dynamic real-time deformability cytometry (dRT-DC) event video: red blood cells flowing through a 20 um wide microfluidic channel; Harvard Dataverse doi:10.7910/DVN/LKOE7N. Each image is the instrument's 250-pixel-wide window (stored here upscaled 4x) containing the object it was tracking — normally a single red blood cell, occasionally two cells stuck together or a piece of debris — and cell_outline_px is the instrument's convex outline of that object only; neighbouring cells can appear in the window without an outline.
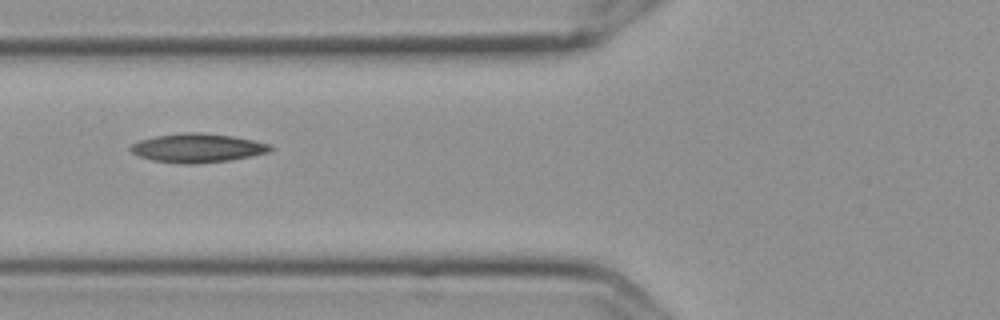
{"species": "Egyptian fruit bat (a non-hibernating species)", "species_latin": "Rousettus aegyptiacus", "temperature_condition": "cold", "stored_images_in_passage": 6, "camera_frame_rate_fps": 3000, "um_per_image_px": 0.085, "frame": {"image": 1, "passage_image": 2, "time_ms": 0.333, "image_size_px": [1000, 320], "cell_outline_px": [[272, 148], [268, 152], [252, 156], [228, 160], [196, 164], [184, 164], [152, 160], [140, 156], [132, 152], [128, 148], [132, 144], [140, 140], [156, 136], [184, 132], [200, 132], [232, 136], [272, 144]], "centroid_in_image_um": [16.78, 12.58], "position_along_channel_um": 109.0, "area_um2": 23.41}}
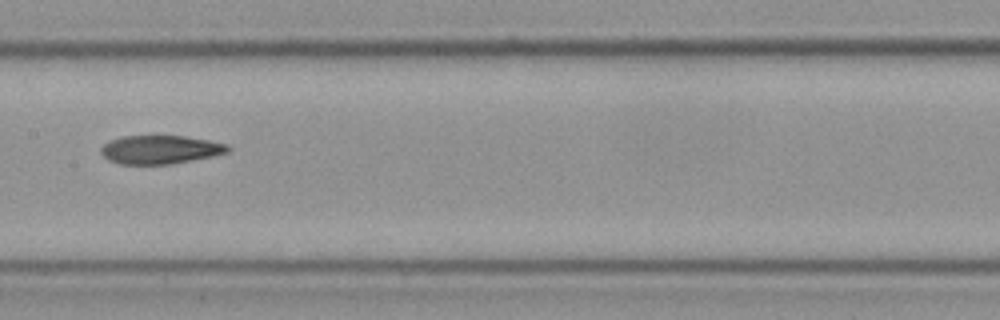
{"frame": {"image": 2, "passage_image": 4, "time_ms": 1.0, "image_size_px": [1000, 320], "cell_outline_px": [[232, 148], [228, 152], [212, 156], [192, 160], [168, 164], [120, 164], [108, 160], [100, 152], [100, 148], [108, 140], [124, 136], [184, 136], [208, 140], [228, 144]], "centroid_in_image_um": [13.61, 12.71], "position_along_channel_um": 193.8, "area_um2": 21.1}}
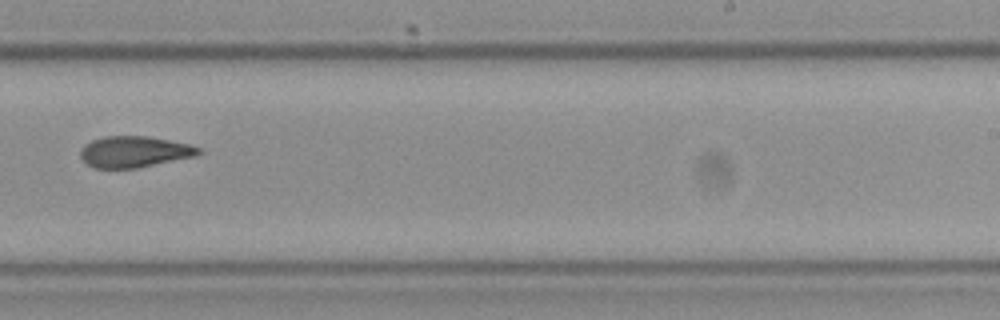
{"frame": {"image": 3, "passage_image": 6, "time_ms": 1.667, "image_size_px": [1000, 320], "cell_outline_px": [[204, 152], [196, 156], [136, 168], [96, 168], [88, 164], [80, 156], [80, 148], [84, 144], [92, 140], [104, 136], [148, 136], [192, 144], [200, 148]], "centroid_in_image_um": [11.45, 12.89], "position_along_channel_um": 277.6, "area_um2": 21.62}}